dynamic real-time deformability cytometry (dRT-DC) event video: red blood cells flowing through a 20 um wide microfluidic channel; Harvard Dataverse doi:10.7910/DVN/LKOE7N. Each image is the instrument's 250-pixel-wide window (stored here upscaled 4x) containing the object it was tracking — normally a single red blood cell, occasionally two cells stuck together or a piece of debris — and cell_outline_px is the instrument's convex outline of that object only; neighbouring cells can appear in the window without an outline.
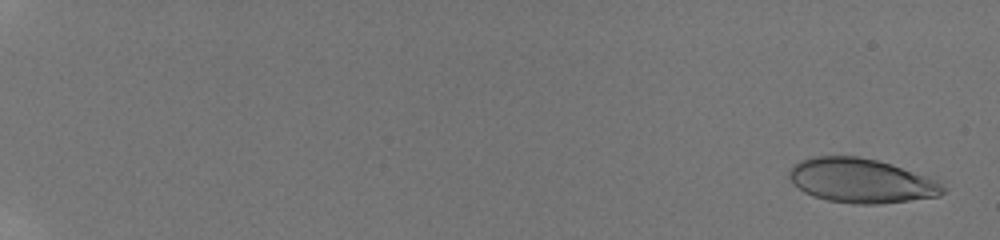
{"species": "human", "species_latin": "Homo sapiens", "temperature_condition": "room temperature", "stored_images_in_passage": 47, "camera_frame_rate_fps": 3000, "um_per_image_px": 0.085, "donor": {"sex": "male"}, "frame": {"image": 1, "passage_image": 2, "time_ms": 0.333, "image_size_px": [1000, 240], "cell_outline_px": [[944, 192], [940, 196], [880, 204], [856, 204], [828, 200], [812, 196], [804, 192], [788, 176], [788, 172], [800, 160], [816, 156], [860, 156], [892, 164], [936, 180], [944, 188]], "centroid_in_image_um": [73.19, 15.36], "position_along_channel_um": 11.8, "area_um2": 39.36}}
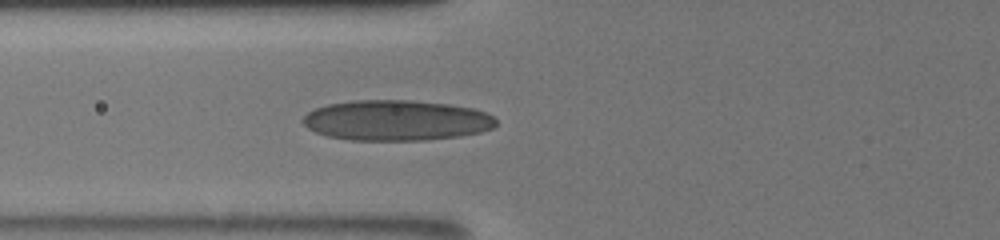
{"frame": {"image": 2, "passage_image": 22, "time_ms": 8.333, "image_size_px": [1000, 240], "cell_outline_px": [[496, 124], [492, 128], [480, 132], [460, 136], [424, 140], [348, 140], [328, 136], [316, 132], [308, 128], [300, 120], [308, 112], [316, 108], [328, 104], [352, 100], [408, 100], [448, 104], [472, 108], [484, 112], [492, 116], [496, 120]], "centroid_in_image_um": [33.66, 10.23], "position_along_channel_um": 92.1, "area_um2": 45.49}}
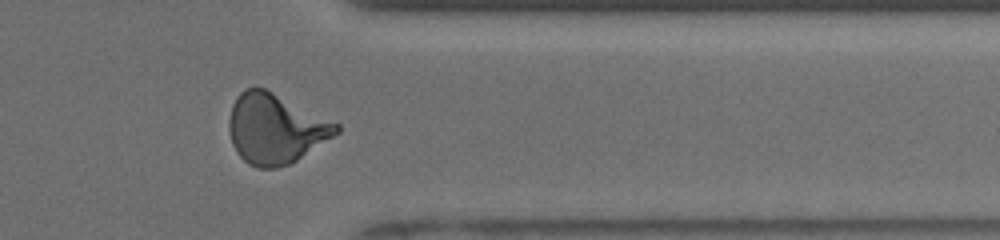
{"frame": {"image": 3, "passage_image": 41, "time_ms": 16.0, "image_size_px": [1000, 240], "cell_outline_px": [[340, 132], [296, 160], [288, 164], [276, 168], [256, 168], [248, 164], [236, 152], [232, 144], [228, 128], [228, 120], [232, 104], [236, 96], [244, 88], [264, 88], [340, 124]], "centroid_in_image_um": [23.38, 10.94], "position_along_channel_um": 388.0, "area_um2": 43.58}, "authors_computed_cell_mechanics": {"area_um2": 40.8646, "velocity_mm_per_s": 3.8796, "shape_relaxation_time_tau1_ms": 8.6185, "shape_relaxation_time_tau2_ms": 0.8289, "deformation_change_tau1": 0.2599, "deformation_change_tau2": 0.0792}}